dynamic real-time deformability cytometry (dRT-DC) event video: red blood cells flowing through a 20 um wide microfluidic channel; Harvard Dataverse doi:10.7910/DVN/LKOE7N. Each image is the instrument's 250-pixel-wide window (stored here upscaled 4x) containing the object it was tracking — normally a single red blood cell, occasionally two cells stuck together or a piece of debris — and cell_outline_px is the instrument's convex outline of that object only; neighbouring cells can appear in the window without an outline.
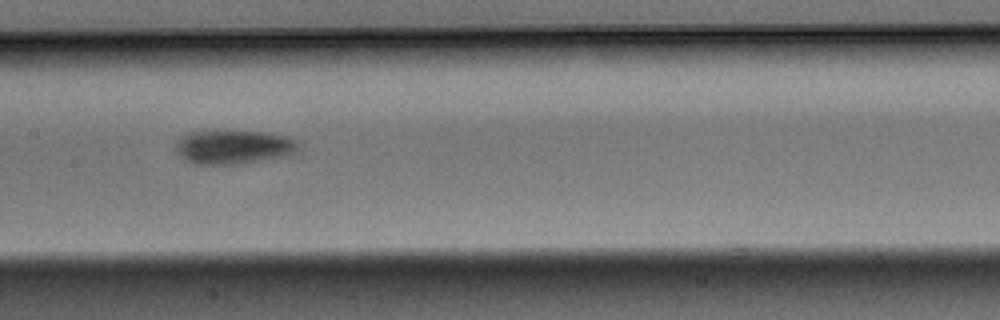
{"species": "Egyptian fruit bat (a non-hibernating species)", "species_latin": "Rousettus aegyptiacus", "temperature_condition": "warm", "stored_images_in_passage": 15, "camera_frame_rate_fps": 3000, "um_per_image_px": 0.085, "animal": {"sex": "male"}, "frame": {"image": 1, "passage_image": 7, "time_ms": 2.0, "image_size_px": [1000, 320], "cell_outline_px": [[300, 144], [296, 152], [284, 156], [236, 164], [192, 164], [184, 160], [176, 152], [176, 140], [180, 136], [188, 132], [264, 132], [288, 136], [296, 140]], "centroid_in_image_um": [19.82, 12.5], "position_along_channel_um": 187.6, "area_um2": 24.1}}
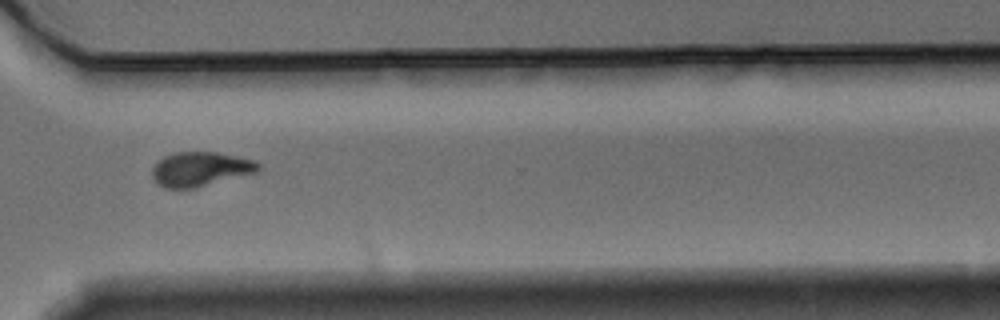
{"frame": {"image": 2, "passage_image": 11, "time_ms": 3.333, "image_size_px": [1000, 320], "cell_outline_px": [[260, 168], [256, 172], [196, 188], [164, 188], [152, 176], [152, 168], [164, 156], [176, 152], [216, 152], [236, 156], [252, 160], [260, 164]], "centroid_in_image_um": [17.03, 14.37], "position_along_channel_um": 353.6, "area_um2": 20.98}}
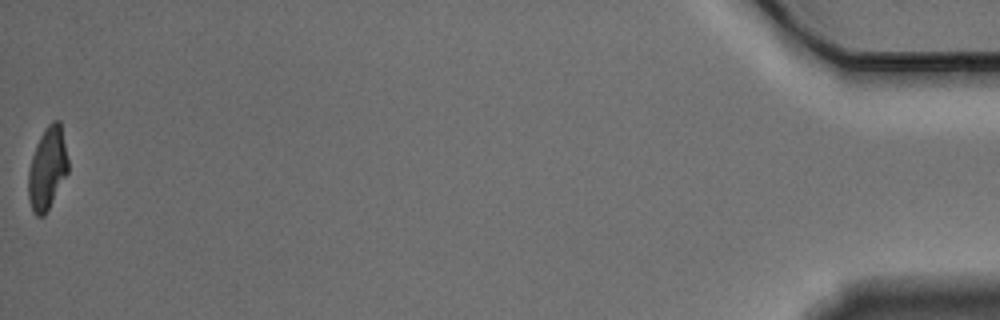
{"frame": {"image": 3, "passage_image": 15, "time_ms": 4.667, "image_size_px": [1000, 320], "cell_outline_px": [[68, 172], [44, 216], [36, 216], [32, 212], [28, 196], [28, 172], [32, 156], [36, 144], [44, 128], [52, 120], [60, 120], [68, 160]], "centroid_in_image_um": [4.01, 14.3], "position_along_channel_um": 431.2, "area_um2": 19.07}}